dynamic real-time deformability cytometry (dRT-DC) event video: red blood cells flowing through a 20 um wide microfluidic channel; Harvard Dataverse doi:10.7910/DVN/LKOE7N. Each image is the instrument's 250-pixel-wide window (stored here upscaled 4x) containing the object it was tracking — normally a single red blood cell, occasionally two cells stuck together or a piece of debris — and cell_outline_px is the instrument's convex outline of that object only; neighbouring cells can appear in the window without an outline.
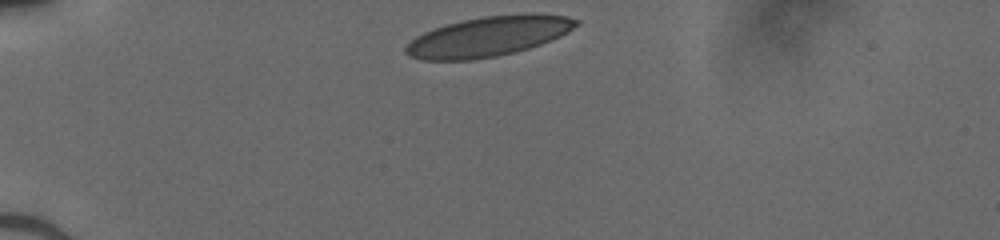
{"species": "human", "species_latin": "Homo sapiens", "temperature_condition": "cold", "stored_images_in_passage": 31, "camera_frame_rate_fps": 3000, "um_per_image_px": 0.085, "donor": {"sex": "male"}, "frame": {"image": 1, "passage_image": 1, "time_ms": 0.0, "image_size_px": [1000, 240], "cell_outline_px": [[580, 24], [568, 32], [560, 36], [540, 44], [528, 48], [496, 56], [472, 60], [420, 60], [408, 56], [404, 52], [404, 48], [416, 36], [424, 32], [448, 24], [464, 20], [484, 16], [520, 12], [532, 12], [568, 16], [580, 20]], "centroid_in_image_um": [41.55, 3.07], "position_along_channel_um": 43.4, "area_um2": 39.88}}
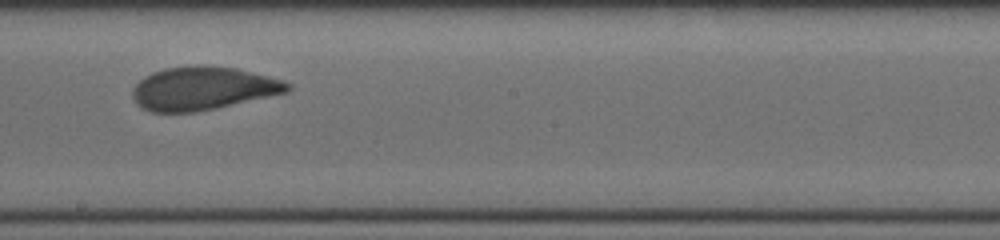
{"frame": {"image": 2, "passage_image": 18, "time_ms": 5.667, "image_size_px": [1000, 240], "cell_outline_px": [[292, 88], [288, 92], [216, 108], [192, 112], [152, 112], [140, 108], [136, 104], [132, 96], [132, 88], [144, 76], [152, 72], [164, 68], [196, 64], [204, 64], [236, 68], [284, 80], [292, 84]], "centroid_in_image_um": [17.23, 7.5], "position_along_channel_um": 231.0, "area_um2": 39.48}}
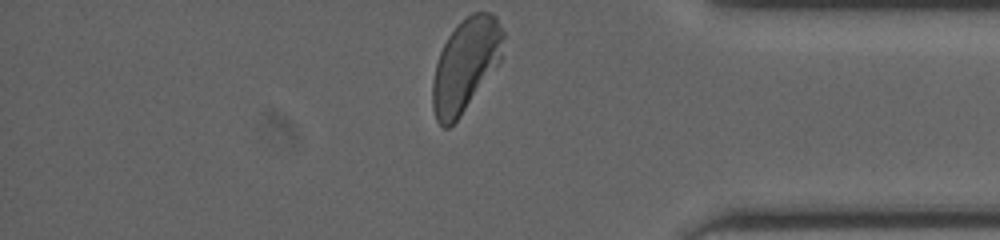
{"frame": {"image": 3, "passage_image": 31, "time_ms": 10.0, "image_size_px": [1000, 240], "cell_outline_px": [[504, 36], [500, 60], [460, 116], [448, 128], [444, 128], [436, 120], [432, 108], [432, 84], [436, 64], [440, 52], [448, 36], [472, 12], [492, 12], [496, 16], [504, 32]], "centroid_in_image_um": [39.56, 5.52], "position_along_channel_um": 395.6, "area_um2": 37.51}}